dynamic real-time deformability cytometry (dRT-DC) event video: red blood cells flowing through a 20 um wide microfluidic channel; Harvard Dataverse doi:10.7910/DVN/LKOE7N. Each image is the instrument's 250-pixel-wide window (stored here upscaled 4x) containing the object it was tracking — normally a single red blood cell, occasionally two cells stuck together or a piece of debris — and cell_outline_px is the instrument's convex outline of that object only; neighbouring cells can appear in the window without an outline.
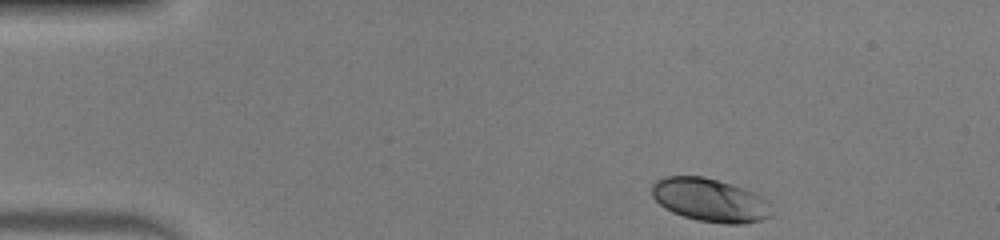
{"species": "human", "species_latin": "Homo sapiens", "temperature_condition": "warm", "stored_images_in_passage": 44, "camera_frame_rate_fps": 3000, "um_per_image_px": 0.085, "donor": {"sex": "male"}, "frame": {"image": 1, "passage_image": 1, "time_ms": 0.0, "image_size_px": [1000, 240], "cell_outline_px": [[768, 216], [760, 220], [744, 224], [724, 224], [696, 220], [672, 212], [664, 208], [652, 196], [652, 184], [656, 180], [664, 176], [704, 176], [732, 184], [752, 192], [760, 196], [764, 200]], "centroid_in_image_um": [60.24, 17.0], "position_along_channel_um": 24.8, "area_um2": 29.71}}
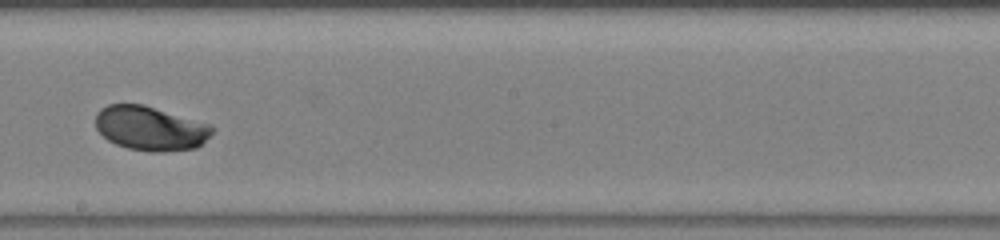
{"frame": {"image": 2, "passage_image": 23, "time_ms": 7.333, "image_size_px": [1000, 240], "cell_outline_px": [[212, 132], [196, 148], [164, 152], [152, 152], [128, 148], [116, 144], [108, 140], [96, 128], [96, 112], [100, 108], [108, 104], [144, 104], [212, 124]], "centroid_in_image_um": [12.77, 10.89], "position_along_channel_um": 235.4, "area_um2": 30.17}}
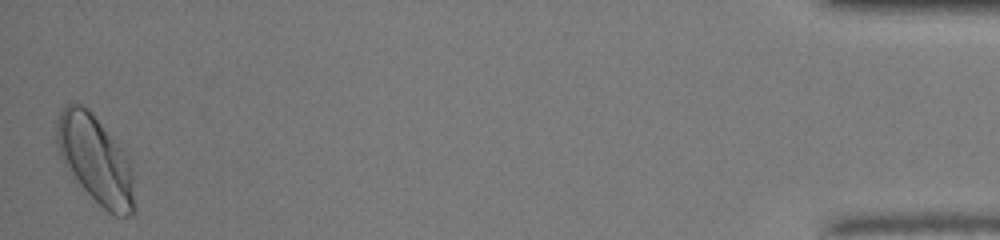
{"frame": {"image": 3, "passage_image": 44, "time_ms": 14.333, "image_size_px": [1000, 240], "cell_outline_px": [[136, 212], [132, 216], [112, 216], [80, 184], [64, 164], [60, 156], [56, 140], [56, 120], [60, 112], [68, 104], [76, 100], [88, 108], [92, 112], [128, 152], [132, 168], [136, 208]], "centroid_in_image_um": [8.17, 13.54], "position_along_channel_um": 427.0, "area_um2": 40.58}, "authors_computed_cell_mechanics": {"area_um2": 29.8537, "velocity_mm_per_s": 4.0272, "shape_relaxation_time_tau1_ms": 2.9913, "shape_relaxation_time_tau2_ms": null, "deformation_change_tau1": 0.1424, "deformation_change_tau2": null}}